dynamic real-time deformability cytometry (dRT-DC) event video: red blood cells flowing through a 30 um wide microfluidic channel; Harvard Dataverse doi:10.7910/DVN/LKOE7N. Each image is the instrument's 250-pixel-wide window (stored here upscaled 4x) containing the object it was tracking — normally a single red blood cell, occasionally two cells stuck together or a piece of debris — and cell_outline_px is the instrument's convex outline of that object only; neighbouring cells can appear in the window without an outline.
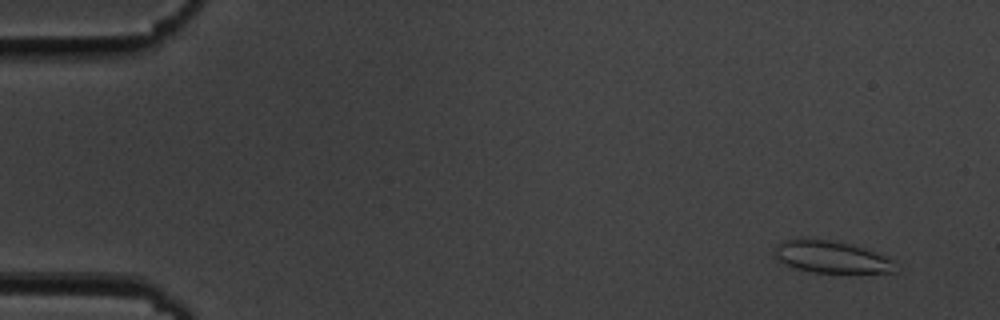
{"species": "common noctule bat (a hibernating species)", "species_latin": "Nyctalus noctula", "temperature_condition": "cold", "stored_images_in_passage": 56, "camera_frame_rate_fps": 3000, "um_per_image_px": 0.085, "animal": {"sex": "male", "body_mass_g": 19.5, "forearm_length_mm": 54.6}, "frame": {"image": 1, "passage_image": 4, "time_ms": 1.0, "image_size_px": [1000, 320], "cell_outline_px": [[900, 272], [812, 272], [796, 268], [780, 260], [776, 256], [776, 244], [784, 240], [832, 240], [864, 248], [884, 256], [892, 260]], "centroid_in_image_um": [70.72, 21.86], "position_along_channel_um": 14.3, "area_um2": 21.79}}
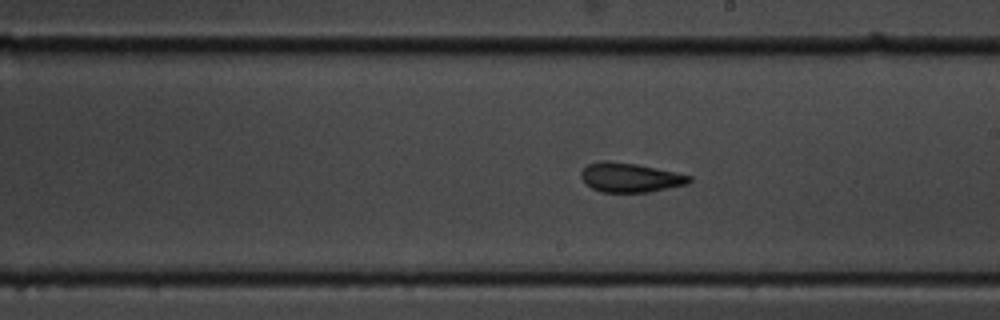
{"frame": {"image": 2, "passage_image": 32, "time_ms": 10.333, "image_size_px": [1000, 320], "cell_outline_px": [[692, 180], [688, 184], [648, 192], [600, 192], [592, 188], [580, 176], [580, 172], [588, 164], [600, 160], [608, 160], [636, 164], [676, 172], [692, 176]], "centroid_in_image_um": [53.57, 15.08], "position_along_channel_um": 235.4, "area_um2": 18.5}}
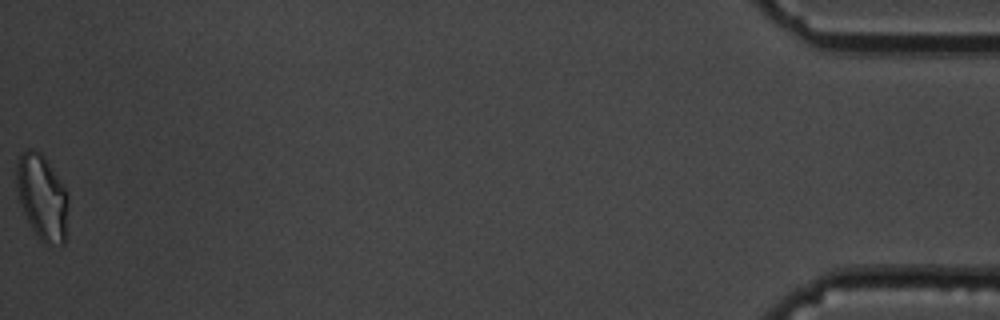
{"frame": {"image": 3, "passage_image": 56, "time_ms": 18.333, "image_size_px": [1000, 320], "cell_outline_px": [[68, 204], [64, 244], [48, 248], [36, 236], [24, 212], [16, 188], [16, 164], [20, 152], [28, 148], [32, 148], [40, 152], [44, 156], [60, 180], [68, 196]], "centroid_in_image_um": [3.57, 16.78], "position_along_channel_um": 431.6, "area_um2": 25.95}, "authors_computed_cell_mechanics": {"area_um2": 19.7098, "velocity_mm_per_s": 3.6092, "shape_relaxation_time_tau1_ms": 8.5497, "shape_relaxation_time_tau2_ms": 2.0994, "deformation_change_tau1": 0.1811, "deformation_change_tau2": 0.088}}